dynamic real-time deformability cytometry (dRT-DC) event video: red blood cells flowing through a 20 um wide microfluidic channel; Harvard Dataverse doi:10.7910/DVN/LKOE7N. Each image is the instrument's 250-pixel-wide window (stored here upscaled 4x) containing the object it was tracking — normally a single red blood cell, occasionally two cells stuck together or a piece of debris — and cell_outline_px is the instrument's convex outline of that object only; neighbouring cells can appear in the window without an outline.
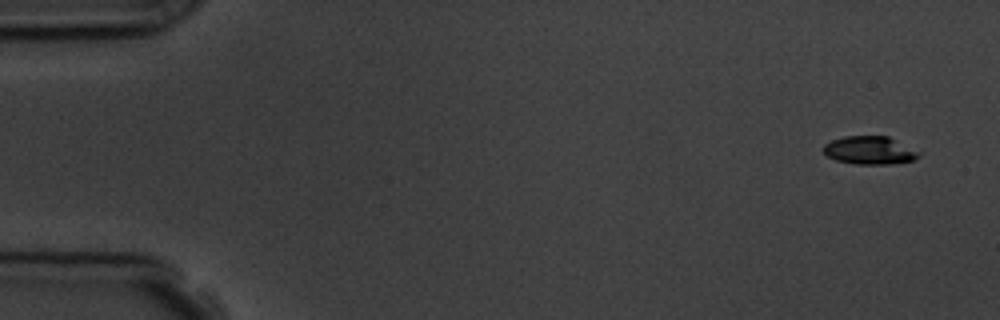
{"species": "common noctule bat (a hibernating species)", "species_latin": "Nyctalus noctula", "temperature_condition": "room temperature", "stored_images_in_passage": 6, "camera_frame_rate_fps": 3000, "um_per_image_px": 0.085, "animal": {"sex": "male", "body_mass_g": 19.5, "forearm_length_mm": 54.6}, "frame": {"image": 1, "passage_image": 1, "time_ms": 0.0, "image_size_px": [1000, 320], "cell_outline_px": [[920, 156], [912, 160], [888, 164], [856, 164], [836, 160], [828, 156], [824, 152], [824, 144], [832, 140], [844, 136], [888, 136], [920, 152]], "centroid_in_image_um": [73.91, 12.77], "position_along_channel_um": 11.1, "area_um2": 15.43}}
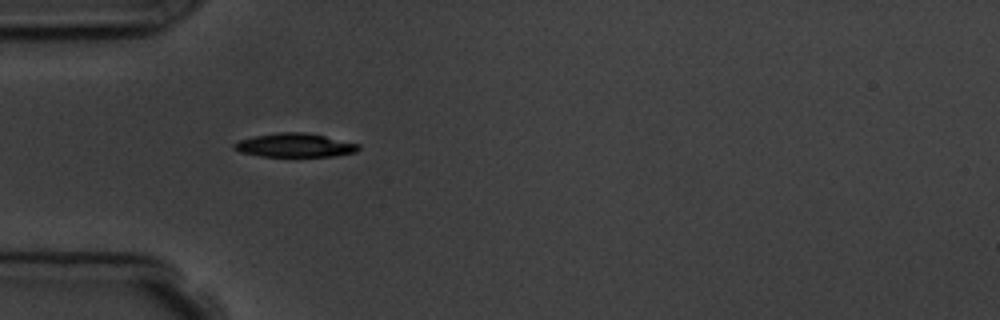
{"frame": {"image": 2, "passage_image": 5, "time_ms": 4.667, "image_size_px": [1000, 320], "cell_outline_px": [[360, 148], [356, 152], [336, 156], [260, 156], [240, 152], [232, 148], [232, 144], [240, 140], [256, 136], [276, 132], [304, 132], [324, 136], [360, 144]], "centroid_in_image_um": [25.06, 12.35], "position_along_channel_um": 59.9, "area_um2": 17.17}}